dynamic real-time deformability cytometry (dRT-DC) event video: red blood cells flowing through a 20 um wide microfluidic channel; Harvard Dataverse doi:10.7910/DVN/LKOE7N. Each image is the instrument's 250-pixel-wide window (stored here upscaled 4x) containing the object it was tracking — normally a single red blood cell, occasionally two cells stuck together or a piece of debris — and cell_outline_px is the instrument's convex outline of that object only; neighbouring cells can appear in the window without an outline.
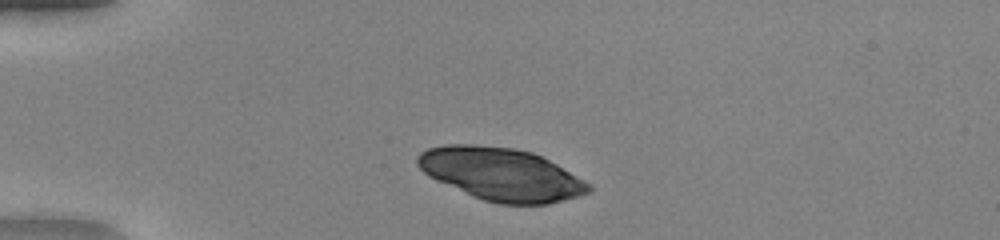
{"species": "human", "species_latin": "Homo sapiens", "temperature_condition": "warm", "stored_images_in_passage": 41, "camera_frame_rate_fps": 3000, "um_per_image_px": 0.085, "donor": {"sex": "female"}, "frame": {"image": 1, "passage_image": 4, "time_ms": 1.0, "image_size_px": [1000, 240], "cell_outline_px": [[592, 192], [580, 196], [548, 204], [496, 204], [472, 196], [436, 180], [428, 176], [416, 164], [416, 156], [420, 152], [428, 148], [444, 144], [476, 144], [512, 148], [532, 152], [556, 164], [592, 184]], "centroid_in_image_um": [42.59, 14.81], "position_along_channel_um": 42.4, "area_um2": 52.71}}